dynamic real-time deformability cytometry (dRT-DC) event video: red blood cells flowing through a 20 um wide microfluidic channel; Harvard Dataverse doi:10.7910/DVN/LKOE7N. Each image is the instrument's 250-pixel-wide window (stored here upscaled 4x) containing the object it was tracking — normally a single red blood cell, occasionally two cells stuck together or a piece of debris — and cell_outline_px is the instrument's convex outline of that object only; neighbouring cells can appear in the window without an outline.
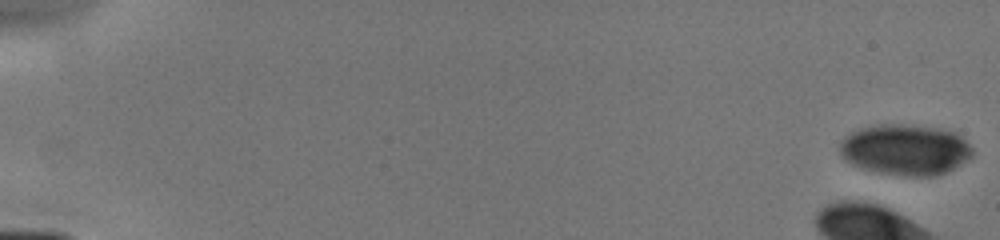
{"species": "human", "species_latin": "Homo sapiens", "temperature_condition": "cold", "stored_images_in_passage": 41, "segment_of_instrument_passage": [1, 2], "camera_frame_rate_fps": 3000, "um_per_image_px": 0.085, "donor": {"sex": "male"}, "frame": {"image": 1, "passage_image": 1, "time_ms": 0.0, "image_size_px": [1000, 240], "cell_outline_px": [[972, 156], [960, 164], [936, 176], [908, 176], [880, 172], [864, 168], [852, 164], [844, 160], [840, 156], [840, 140], [844, 136], [860, 128], [880, 124], [900, 124], [936, 128], [956, 132], [972, 148]], "centroid_in_image_um": [76.91, 12.71], "position_along_channel_um": 8.1, "area_um2": 39.02}}